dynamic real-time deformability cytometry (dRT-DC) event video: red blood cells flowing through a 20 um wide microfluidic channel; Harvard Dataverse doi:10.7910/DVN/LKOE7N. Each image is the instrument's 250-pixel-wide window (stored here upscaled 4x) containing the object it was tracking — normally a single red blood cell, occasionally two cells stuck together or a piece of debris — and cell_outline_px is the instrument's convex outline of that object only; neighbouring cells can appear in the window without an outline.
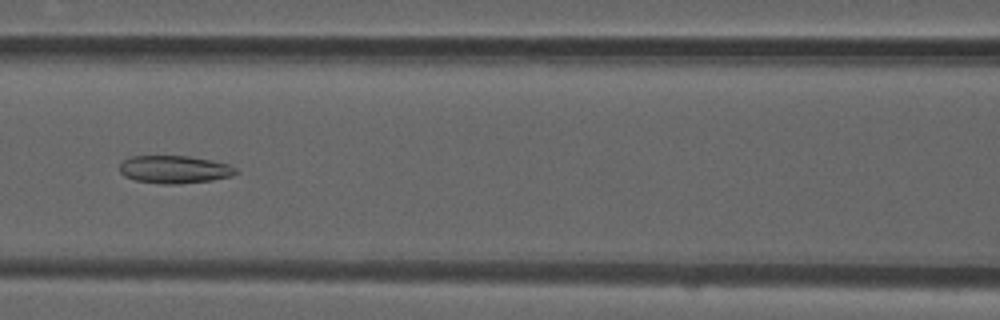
{"species": "common noctule bat (a hibernating species)", "species_latin": "Nyctalus noctula", "temperature_condition": "room temperature", "stored_images_in_passage": 53, "camera_frame_rate_fps": 3000, "um_per_image_px": 0.085, "animal": {"sex": "male", "forearm_length_mm": 52.5}, "frame": {"image": 1, "passage_image": 23, "time_ms": 7.333, "image_size_px": [1000, 320], "cell_outline_px": [[240, 172], [232, 176], [212, 180], [180, 184], [164, 184], [136, 180], [124, 176], [120, 172], [120, 164], [124, 160], [132, 156], [188, 156], [212, 160], [228, 164], [236, 168]], "centroid_in_image_um": [14.86, 14.4], "position_along_channel_um": 151.7, "area_um2": 18.84}}
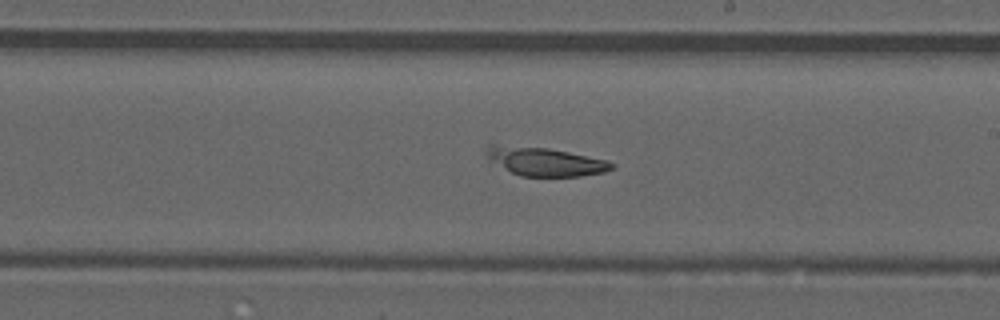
{"frame": {"image": 2, "passage_image": 30, "time_ms": 9.667, "image_size_px": [1000, 320], "cell_outline_px": [[616, 164], [612, 168], [604, 172], [580, 176], [520, 176], [488, 160], [484, 152], [488, 144], [492, 144], [548, 148], [608, 160]], "centroid_in_image_um": [46.3, 13.72], "position_along_channel_um": 242.7, "area_um2": 20.81}}
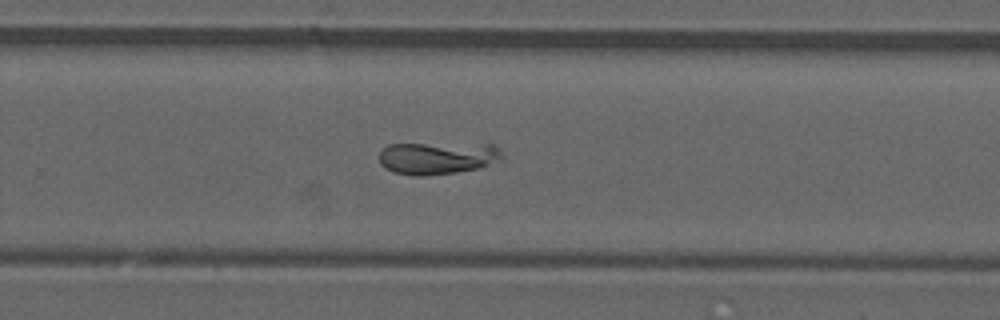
{"frame": {"image": 3, "passage_image": 34, "time_ms": 11.0, "image_size_px": [1000, 320], "cell_outline_px": [[504, 156], [500, 160], [480, 168], [456, 172], [424, 176], [416, 176], [392, 172], [380, 164], [380, 148], [388, 144], [496, 144], [500, 148]], "centroid_in_image_um": [37.2, 13.42], "position_along_channel_um": 292.6, "area_um2": 23.47}}